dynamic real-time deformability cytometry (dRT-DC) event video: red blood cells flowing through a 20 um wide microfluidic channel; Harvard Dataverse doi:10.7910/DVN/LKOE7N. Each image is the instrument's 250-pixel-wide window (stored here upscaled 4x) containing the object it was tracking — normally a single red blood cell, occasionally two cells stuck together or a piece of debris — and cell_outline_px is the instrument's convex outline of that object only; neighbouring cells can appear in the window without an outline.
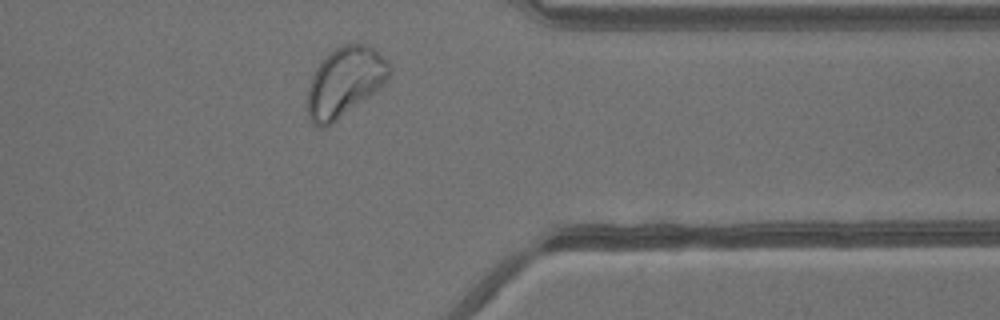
{"species": "common noctule bat (a hibernating species)", "species_latin": "Nyctalus noctula", "temperature_condition": "warm", "stored_images_in_passage": 27, "camera_frame_rate_fps": 3000, "um_per_image_px": 0.085, "animal": {"sex": "male", "body_mass_g": 13.3}, "frame": {"image": 1, "passage_image": 23, "time_ms": 7.333, "image_size_px": [1000, 320], "cell_outline_px": [[392, 72], [384, 84], [332, 124], [324, 128], [320, 128], [312, 124], [308, 120], [308, 88], [312, 76], [316, 68], [336, 48], [344, 44], [368, 44], [392, 68]], "centroid_in_image_um": [29.29, 7.0], "position_along_channel_um": 382.1, "area_um2": 32.54}}